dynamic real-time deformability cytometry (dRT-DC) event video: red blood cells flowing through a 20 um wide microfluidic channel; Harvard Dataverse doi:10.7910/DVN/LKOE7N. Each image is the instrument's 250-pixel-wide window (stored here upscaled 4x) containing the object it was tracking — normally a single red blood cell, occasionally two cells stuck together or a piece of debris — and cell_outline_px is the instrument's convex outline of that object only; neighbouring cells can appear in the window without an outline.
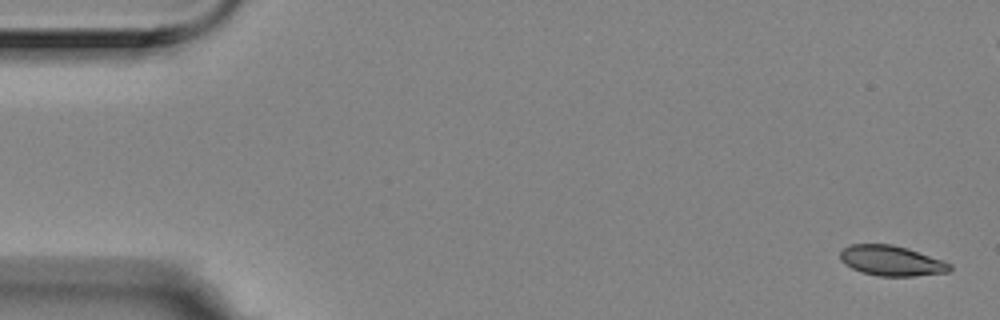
{"species": "Egyptian fruit bat (a non-hibernating species)", "species_latin": "Rousettus aegyptiacus", "temperature_condition": "room temperature", "stored_images_in_passage": 6, "camera_frame_rate_fps": 3000, "um_per_image_px": 0.085, "animal": {"sex": "female"}, "frame": {"image": 1, "passage_image": 1, "time_ms": 0.0, "image_size_px": [1000, 320], "cell_outline_px": [[952, 272], [912, 276], [880, 276], [864, 272], [852, 268], [844, 264], [840, 260], [840, 252], [844, 248], [852, 244], [892, 244], [908, 248], [944, 260], [952, 264]], "centroid_in_image_um": [75.82, 22.16], "position_along_channel_um": 9.2, "area_um2": 19.42}}